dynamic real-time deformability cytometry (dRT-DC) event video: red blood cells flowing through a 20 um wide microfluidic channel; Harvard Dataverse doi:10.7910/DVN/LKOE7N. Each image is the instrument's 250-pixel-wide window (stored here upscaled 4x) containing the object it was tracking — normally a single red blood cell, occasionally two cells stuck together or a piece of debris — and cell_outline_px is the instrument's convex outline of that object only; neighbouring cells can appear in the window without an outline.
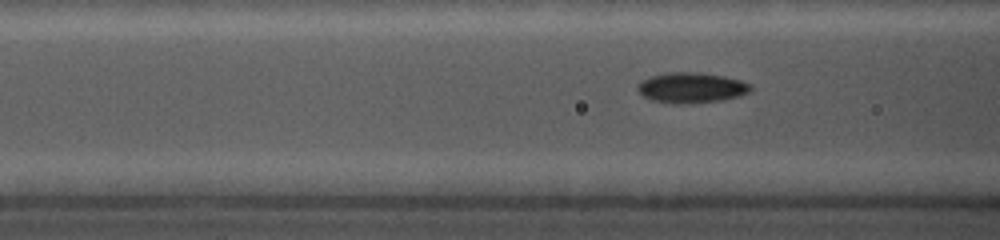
{"species": "common noctule bat (a hibernating species)", "species_latin": "Nyctalus noctula", "temperature_condition": "cold", "stored_images_in_passage": 42, "camera_frame_rate_fps": 5000, "um_per_image_px": 0.085, "animal": {"sex": "female", "body_mass_g": 19.0, "forearm_length_mm": 56.7}, "frame": {"image": 1, "passage_image": 13, "time_ms": 3.0, "image_size_px": [1000, 240], "cell_outline_px": [[752, 88], [748, 92], [724, 100], [688, 104], [672, 104], [652, 100], [644, 96], [636, 88], [644, 80], [652, 76], [668, 72], [700, 72], [724, 76], [740, 80], [752, 84]], "centroid_in_image_um": [58.79, 7.46], "position_along_channel_um": 107.8, "area_um2": 20.0}}
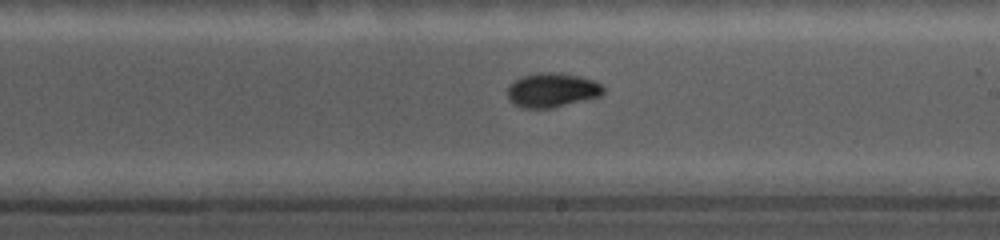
{"frame": {"image": 2, "passage_image": 24, "time_ms": 6.6, "image_size_px": [1000, 240], "cell_outline_px": [[604, 92], [600, 96], [552, 108], [520, 108], [512, 104], [508, 100], [508, 84], [520, 76], [540, 72], [552, 72], [576, 76], [596, 80], [604, 88]], "centroid_in_image_um": [46.87, 7.66], "position_along_channel_um": 242.1, "area_um2": 19.31}}
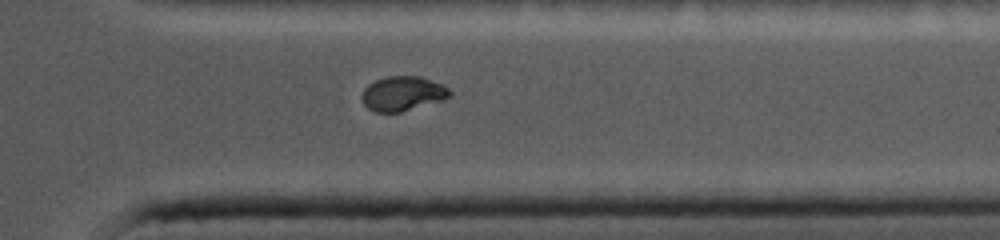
{"frame": {"image": 3, "passage_image": 38, "time_ms": 10.2, "image_size_px": [1000, 240], "cell_outline_px": [[452, 96], [444, 100], [400, 112], [376, 112], [368, 108], [364, 104], [360, 96], [364, 88], [368, 84], [376, 80], [388, 76], [420, 76], [440, 84], [448, 88], [452, 92]], "centroid_in_image_um": [34.22, 7.96], "position_along_channel_um": 377.2, "area_um2": 17.74}}